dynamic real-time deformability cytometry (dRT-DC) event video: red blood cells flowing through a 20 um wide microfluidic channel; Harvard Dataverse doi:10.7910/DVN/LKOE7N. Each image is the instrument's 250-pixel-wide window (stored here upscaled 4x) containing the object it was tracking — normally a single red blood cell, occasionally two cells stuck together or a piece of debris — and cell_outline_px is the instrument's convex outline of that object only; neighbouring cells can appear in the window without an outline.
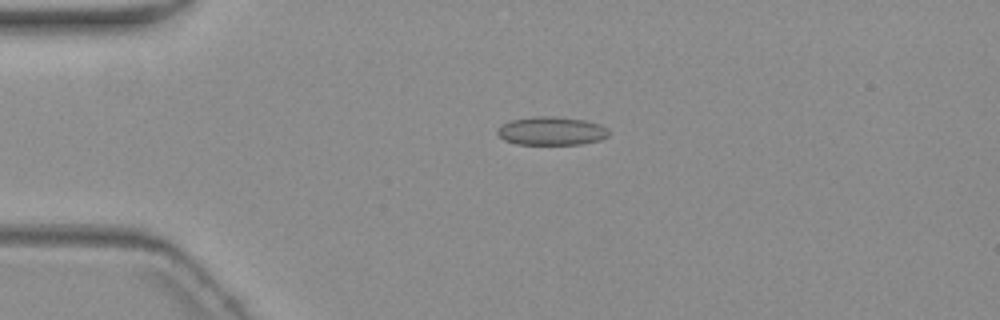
{"species": "common noctule bat (a hibernating species)", "species_latin": "Nyctalus noctula", "temperature_condition": "warm", "stored_images_in_passage": 4, "camera_frame_rate_fps": 3000, "um_per_image_px": 0.085, "animal": {"sex": "female", "body_mass_g": 19.3, "forearm_length_mm": 54.1}, "frame": {"image": 1, "passage_image": 3, "time_ms": 2.333, "image_size_px": [1000, 320], "cell_outline_px": [[612, 132], [608, 136], [600, 140], [580, 144], [516, 144], [504, 140], [496, 132], [496, 128], [512, 120], [536, 116], [552, 116], [584, 120], [600, 124], [608, 128]], "centroid_in_image_um": [46.91, 11.13], "position_along_channel_um": 38.1, "area_um2": 18.5}}